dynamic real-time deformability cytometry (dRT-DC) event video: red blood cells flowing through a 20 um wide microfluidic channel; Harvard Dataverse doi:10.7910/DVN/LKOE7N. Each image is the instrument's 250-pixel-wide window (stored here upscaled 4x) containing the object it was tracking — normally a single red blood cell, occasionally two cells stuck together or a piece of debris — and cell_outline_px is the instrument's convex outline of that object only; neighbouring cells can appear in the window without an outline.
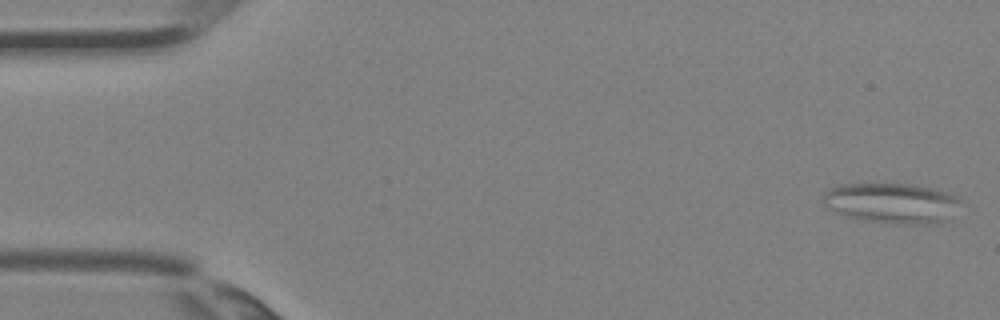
{"species": "Egyptian fruit bat (a non-hibernating species)", "species_latin": "Rousettus aegyptiacus", "temperature_condition": "room temperature", "stored_images_in_passage": 4, "camera_frame_rate_fps": 3000, "um_per_image_px": 0.085, "animal": {"sex": "female"}, "frame": {"image": 1, "passage_image": 1, "time_ms": 0.0, "image_size_px": [1000, 320], "cell_outline_px": [[960, 200], [948, 220], [944, 224], [900, 224], [864, 220], [848, 216], [828, 208], [824, 204], [824, 192], [828, 188], [840, 184], [912, 184], [932, 188], [956, 196]], "centroid_in_image_um": [75.8, 17.27], "position_along_channel_um": 9.2, "area_um2": 32.14}}
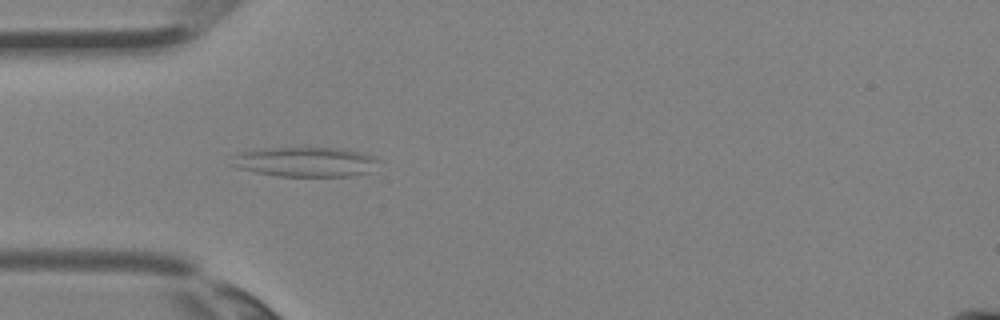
{"frame": {"image": 2, "passage_image": 4, "time_ms": 1.0, "image_size_px": [1000, 320], "cell_outline_px": [[376, 160], [368, 172], [352, 176], [276, 176], [236, 168], [228, 164], [232, 156], [240, 152], [264, 148], [336, 148], [360, 152], [372, 156]], "centroid_in_image_um": [25.81, 13.76], "position_along_channel_um": 59.2, "area_um2": 25.2}}